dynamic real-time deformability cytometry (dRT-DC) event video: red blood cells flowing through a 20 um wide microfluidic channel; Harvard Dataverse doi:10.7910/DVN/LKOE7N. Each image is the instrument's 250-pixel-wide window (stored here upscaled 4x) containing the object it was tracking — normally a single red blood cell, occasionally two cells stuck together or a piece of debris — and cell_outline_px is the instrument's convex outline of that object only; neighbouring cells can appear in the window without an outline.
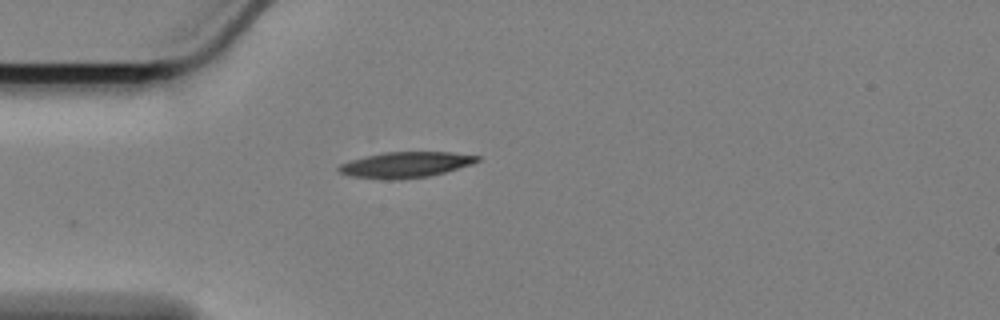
{"species": "Egyptian fruit bat (a non-hibernating species)", "species_latin": "Rousettus aegyptiacus", "temperature_condition": "cold", "stored_images_in_passage": 31, "camera_frame_rate_fps": 3000, "um_per_image_px": 0.085, "animal": {"sex": "female"}, "frame": {"image": 1, "passage_image": 1, "time_ms": 0.0, "image_size_px": [1000, 320], "cell_outline_px": [[480, 160], [472, 164], [444, 172], [428, 176], [352, 176], [340, 172], [336, 168], [340, 164], [364, 156], [384, 152], [452, 152], [480, 156]], "centroid_in_image_um": [34.55, 13.93], "position_along_channel_um": 50.4, "area_um2": 19.48}}
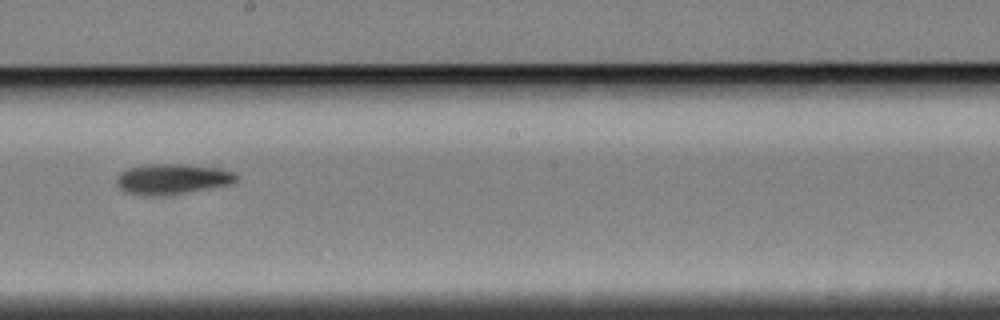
{"frame": {"image": 2, "passage_image": 18, "time_ms": 5.667, "image_size_px": [1000, 320], "cell_outline_px": [[236, 180], [228, 184], [164, 196], [140, 196], [124, 192], [116, 184], [116, 176], [120, 172], [128, 168], [144, 164], [216, 164], [232, 172], [236, 176]], "centroid_in_image_um": [14.61, 15.19], "position_along_channel_um": 233.6, "area_um2": 21.85}}
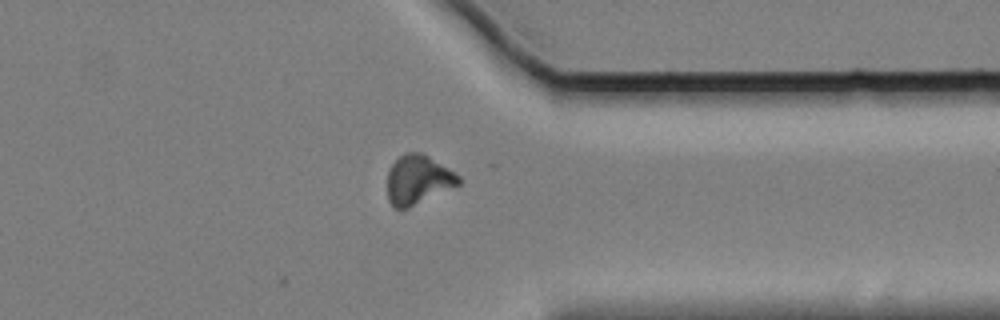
{"frame": {"image": 3, "passage_image": 31, "time_ms": 10.0, "image_size_px": [1000, 320], "cell_outline_px": [[460, 184], [408, 208], [392, 208], [388, 200], [388, 172], [392, 164], [404, 152], [420, 152], [428, 156], [456, 172], [460, 176]], "centroid_in_image_um": [35.53, 15.27], "position_along_channel_um": 375.9, "area_um2": 20.35}, "authors_computed_cell_mechanics": {"area_um2": 20.519, "velocity_mm_per_s": 3.4005, "shape_relaxation_time_tau1_ms": 3.6015, "shape_relaxation_time_tau2_ms": null, "deformation_change_tau1": 0.1256, "deformation_change_tau2": null}}